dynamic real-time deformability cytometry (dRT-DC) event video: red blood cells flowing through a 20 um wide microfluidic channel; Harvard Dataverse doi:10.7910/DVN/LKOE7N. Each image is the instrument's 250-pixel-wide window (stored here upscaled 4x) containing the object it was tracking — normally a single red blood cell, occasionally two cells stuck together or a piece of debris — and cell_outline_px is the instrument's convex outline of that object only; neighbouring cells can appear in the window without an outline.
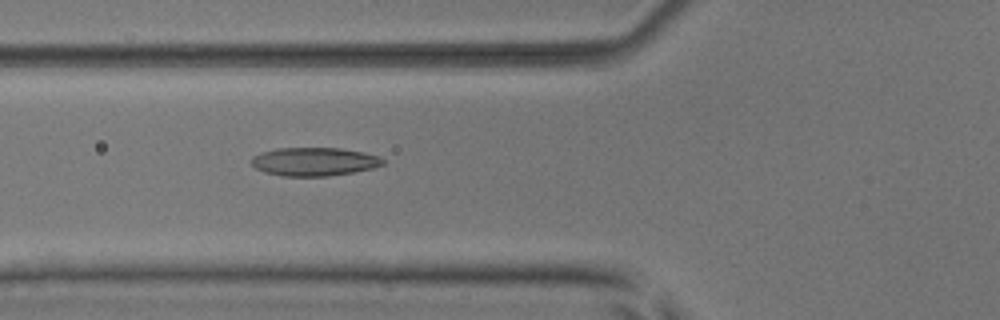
{"species": "common noctule bat (a hibernating species)", "species_latin": "Nyctalus noctula", "temperature_condition": "room temperature", "stored_images_in_passage": 42, "camera_frame_rate_fps": 3000, "um_per_image_px": 0.085, "animal": {"sex": "male", "body_mass_g": 17.9, "forearm_length_mm": 54.2}, "frame": {"image": 1, "passage_image": 10, "time_ms": 3.0, "image_size_px": [1000, 320], "cell_outline_px": [[384, 164], [372, 168], [352, 172], [328, 176], [284, 176], [264, 172], [256, 168], [252, 164], [252, 156], [260, 152], [276, 148], [340, 148], [364, 152], [376, 156], [384, 160]], "centroid_in_image_um": [26.67, 13.73], "position_along_channel_um": 99.1, "area_um2": 21.68}}
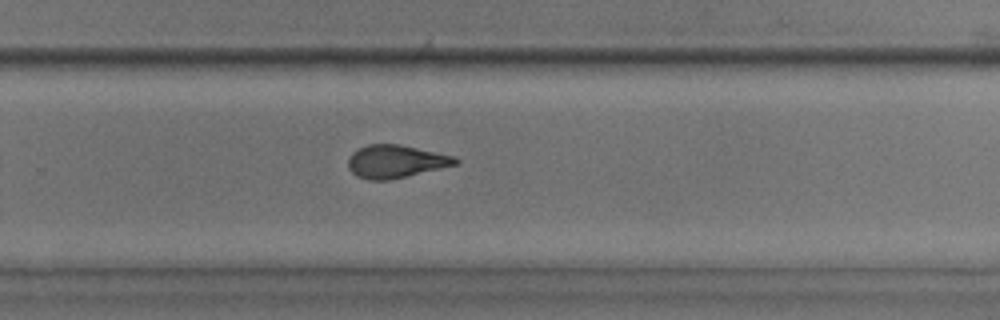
{"frame": {"image": 2, "passage_image": 25, "time_ms": 8.0, "image_size_px": [1000, 320], "cell_outline_px": [[460, 160], [456, 164], [440, 168], [388, 180], [368, 180], [356, 176], [348, 168], [348, 160], [352, 152], [356, 148], [368, 144], [400, 144], [456, 156]], "centroid_in_image_um": [33.61, 13.71], "position_along_channel_um": 296.2, "area_um2": 20.58}}
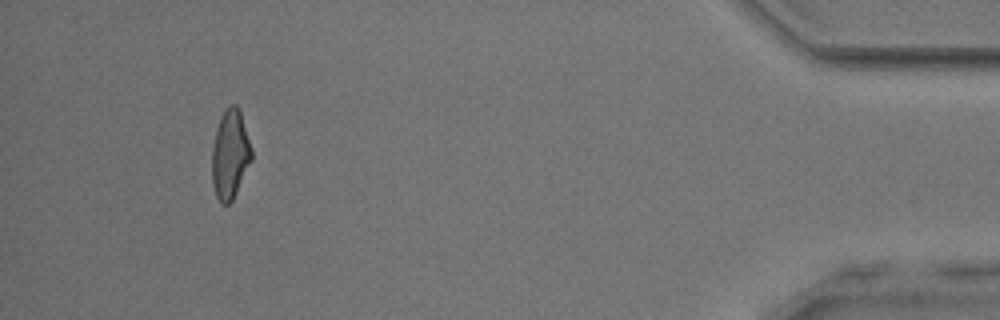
{"frame": {"image": 3, "passage_image": 39, "time_ms": 12.667, "image_size_px": [1000, 320], "cell_outline_px": [[252, 160], [232, 200], [228, 204], [224, 204], [216, 196], [212, 184], [212, 148], [216, 128], [224, 112], [232, 104], [236, 104], [240, 112], [252, 148]], "centroid_in_image_um": [19.56, 13.14], "position_along_channel_um": 415.6, "area_um2": 20.23}, "authors_computed_cell_mechanics": {"area_um2": 20.6346, "velocity_mm_per_s": 3.9477, "shape_relaxation_time_tau1_ms": 10.0724, "shape_relaxation_time_tau2_ms": 1.8538, "deformation_change_tau1": 0.2652, "deformation_change_tau2": 0.0891}}